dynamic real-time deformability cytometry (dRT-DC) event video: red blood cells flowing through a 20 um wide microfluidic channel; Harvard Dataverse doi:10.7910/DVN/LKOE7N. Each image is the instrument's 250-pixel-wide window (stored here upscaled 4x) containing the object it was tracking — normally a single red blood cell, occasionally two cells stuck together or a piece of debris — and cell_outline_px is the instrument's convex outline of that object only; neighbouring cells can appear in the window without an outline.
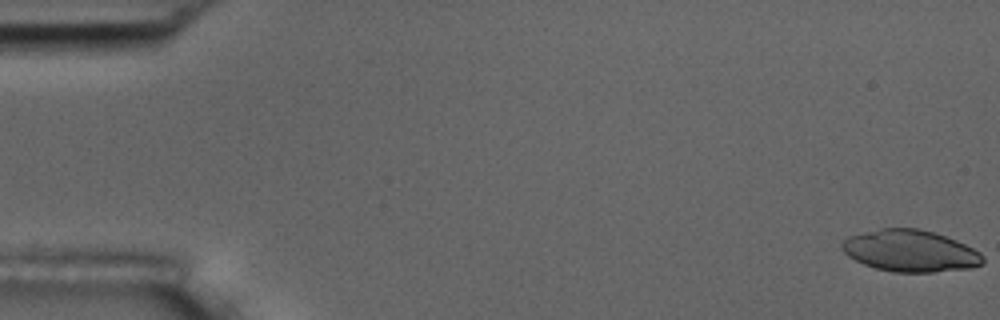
{"species": "common noctule bat (a hibernating species)", "species_latin": "Nyctalus noctula", "temperature_condition": "room temperature", "stored_images_in_passage": 54, "camera_frame_rate_fps": 3000, "um_per_image_px": 0.085, "animal": {"sex": "male", "body_mass_g": 17.5, "forearm_length_mm": 52.3}, "frame": {"image": 1, "passage_image": 1, "time_ms": 0.0, "image_size_px": [1000, 320], "cell_outline_px": [[984, 264], [972, 268], [932, 272], [892, 272], [876, 268], [864, 264], [848, 256], [840, 248], [840, 244], [848, 236], [880, 228], [920, 228], [956, 240], [980, 252], [984, 256]], "centroid_in_image_um": [77.37, 21.33], "position_along_channel_um": 7.6, "area_um2": 34.33}}